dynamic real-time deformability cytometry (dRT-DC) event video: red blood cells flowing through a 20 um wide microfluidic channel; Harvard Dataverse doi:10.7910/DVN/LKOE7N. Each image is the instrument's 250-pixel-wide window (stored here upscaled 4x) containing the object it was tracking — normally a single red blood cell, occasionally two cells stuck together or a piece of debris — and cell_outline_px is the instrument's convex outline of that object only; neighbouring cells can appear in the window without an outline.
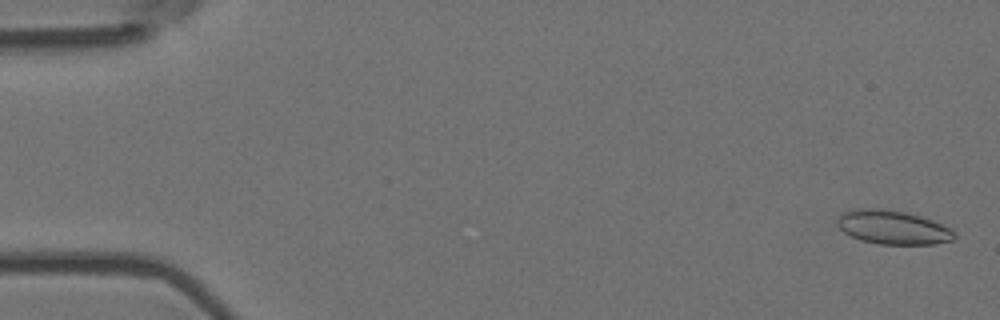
{"species": "Egyptian fruit bat (a non-hibernating species)", "species_latin": "Rousettus aegyptiacus", "temperature_condition": "room temperature", "stored_images_in_passage": 56, "camera_frame_rate_fps": 3000, "um_per_image_px": 0.085, "animal": {"sex": "female"}, "frame": {"image": 1, "passage_image": 2, "time_ms": 0.333, "image_size_px": [1000, 320], "cell_outline_px": [[956, 236], [952, 240], [936, 244], [880, 244], [860, 240], [844, 232], [836, 224], [836, 220], [848, 208], [884, 208], [904, 212], [920, 216], [932, 220], [948, 228]], "centroid_in_image_um": [75.83, 19.31], "position_along_channel_um": 9.2, "area_um2": 23.06}}
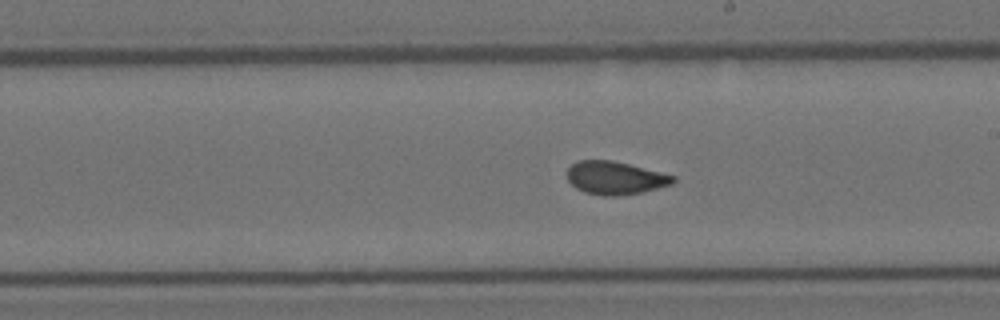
{"frame": {"image": 2, "passage_image": 32, "time_ms": 10.333, "image_size_px": [1000, 320], "cell_outline_px": [[676, 180], [672, 184], [640, 192], [616, 196], [604, 196], [584, 192], [576, 188], [568, 180], [568, 168], [572, 164], [580, 160], [612, 160], [676, 176]], "centroid_in_image_um": [52.28, 15.12], "position_along_channel_um": 236.7, "area_um2": 20.17}}
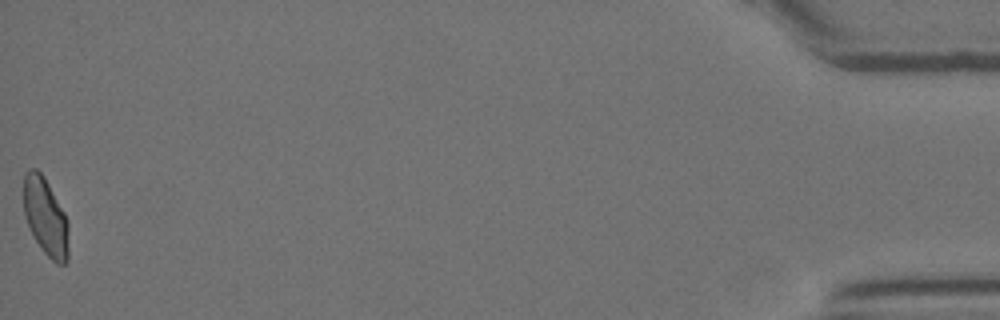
{"frame": {"image": 3, "passage_image": 56, "time_ms": 18.333, "image_size_px": [1000, 320], "cell_outline_px": [[68, 260], [64, 264], [56, 264], [44, 252], [36, 240], [28, 224], [24, 212], [24, 172], [32, 168], [36, 168], [44, 176], [64, 212], [68, 220]], "centroid_in_image_um": [3.89, 18.42], "position_along_channel_um": 431.3, "area_um2": 20.23}, "authors_computed_cell_mechanics": {"area_um2": 20.6924, "velocity_mm_per_s": 3.663, "shape_relaxation_time_tau1_ms": null, "shape_relaxation_time_tau2_ms": 1.1867, "deformation_change_tau1": null, "deformation_change_tau2": 0.0574}}